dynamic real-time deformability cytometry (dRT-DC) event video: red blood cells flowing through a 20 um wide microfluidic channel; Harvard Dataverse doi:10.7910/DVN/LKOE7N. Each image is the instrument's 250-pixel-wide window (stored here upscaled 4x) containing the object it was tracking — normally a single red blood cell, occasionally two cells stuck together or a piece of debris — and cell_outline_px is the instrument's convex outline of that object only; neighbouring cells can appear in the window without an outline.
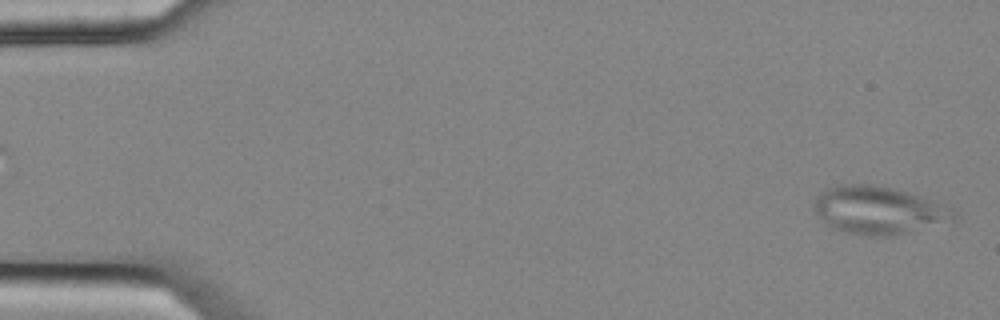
{"species": "common noctule bat (a hibernating species)", "species_latin": "Nyctalus noctula", "temperature_condition": "cold", "stored_images_in_passage": 54, "camera_frame_rate_fps": 3000, "um_per_image_px": 0.085, "animal": {"sex": "female", "body_mass_g": 25.1}, "frame": {"image": 1, "passage_image": 1, "time_ms": 0.0, "image_size_px": [1000, 320], "cell_outline_px": [[960, 216], [956, 220], [892, 236], [872, 236], [848, 232], [832, 228], [816, 216], [812, 208], [812, 204], [816, 196], [824, 188], [840, 184], [872, 184], [892, 188], [908, 192], [932, 200], [952, 208]], "centroid_in_image_um": [74.65, 17.86], "position_along_channel_um": 10.4, "area_um2": 39.3}}